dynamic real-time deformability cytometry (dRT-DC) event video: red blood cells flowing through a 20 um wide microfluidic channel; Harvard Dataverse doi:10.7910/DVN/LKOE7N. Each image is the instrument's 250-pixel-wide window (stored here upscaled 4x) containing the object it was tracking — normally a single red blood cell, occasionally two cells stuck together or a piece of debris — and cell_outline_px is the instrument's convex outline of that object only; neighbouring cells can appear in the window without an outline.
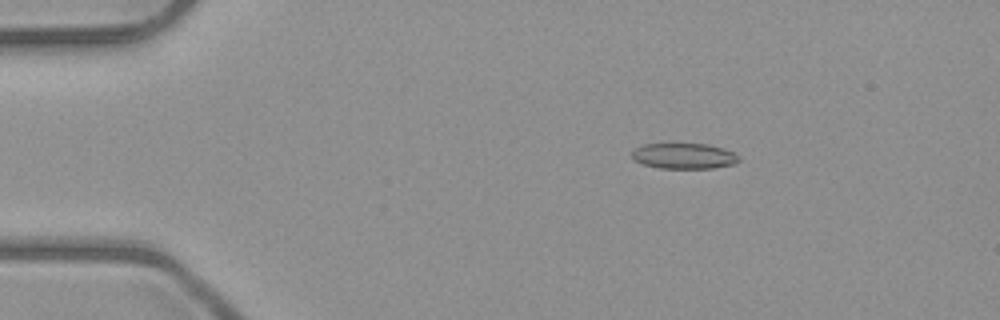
{"species": "common noctule bat (a hibernating species)", "species_latin": "Nyctalus noctula", "temperature_condition": "room temperature", "stored_images_in_passage": 5, "camera_frame_rate_fps": 3000, "um_per_image_px": 0.085, "animal": {"sex": "male", "body_mass_g": 23.1, "forearm_length_mm": 52.7}, "frame": {"image": 1, "passage_image": 3, "time_ms": 3.0, "image_size_px": [1000, 320], "cell_outline_px": [[740, 160], [736, 164], [712, 168], [660, 168], [644, 164], [636, 160], [632, 156], [632, 152], [636, 148], [644, 144], [708, 144], [724, 148], [732, 152]], "centroid_in_image_um": [58.17, 13.26], "position_along_channel_um": 26.8, "area_um2": 15.78}}
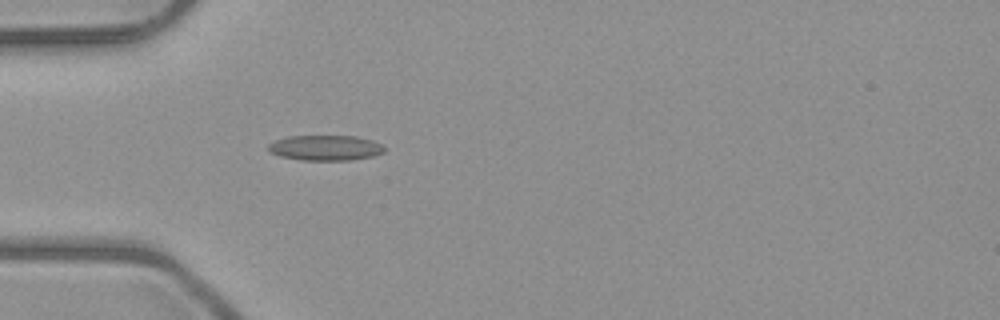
{"frame": {"image": 2, "passage_image": 5, "time_ms": 5.333, "image_size_px": [1000, 320], "cell_outline_px": [[384, 152], [372, 156], [352, 160], [300, 160], [280, 156], [272, 152], [268, 148], [268, 144], [276, 140], [288, 136], [356, 136], [372, 140], [380, 144], [384, 148]], "centroid_in_image_um": [27.66, 12.56], "position_along_channel_um": 57.3, "area_um2": 16.99}}